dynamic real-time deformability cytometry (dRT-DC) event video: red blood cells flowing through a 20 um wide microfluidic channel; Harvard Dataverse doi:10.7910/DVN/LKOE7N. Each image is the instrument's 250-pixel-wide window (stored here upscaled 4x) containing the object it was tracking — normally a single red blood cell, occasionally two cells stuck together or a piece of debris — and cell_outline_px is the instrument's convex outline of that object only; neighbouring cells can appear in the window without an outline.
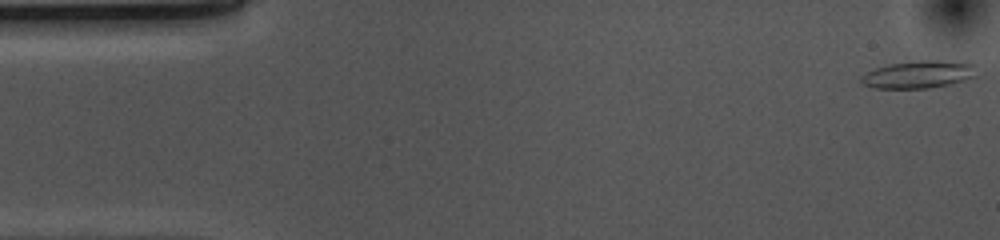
{"species": "common noctule bat (a hibernating species)", "species_latin": "Nyctalus noctula", "temperature_condition": "cold", "stored_images_in_passage": 53, "camera_frame_rate_fps": 3000, "um_per_image_px": 0.085, "animal": {"sex": "female", "body_mass_g": 10.0, "forearm_length_mm": 53.1}, "frame": {"image": 1, "passage_image": 1, "time_ms": 0.0, "image_size_px": [1000, 240], "cell_outline_px": [[976, 76], [964, 80], [948, 84], [928, 88], [872, 88], [860, 84], [860, 76], [876, 68], [888, 64], [920, 60], [968, 60], [976, 64]], "centroid_in_image_um": [78.13, 6.3], "position_along_channel_um": 6.9, "area_um2": 18.96}}
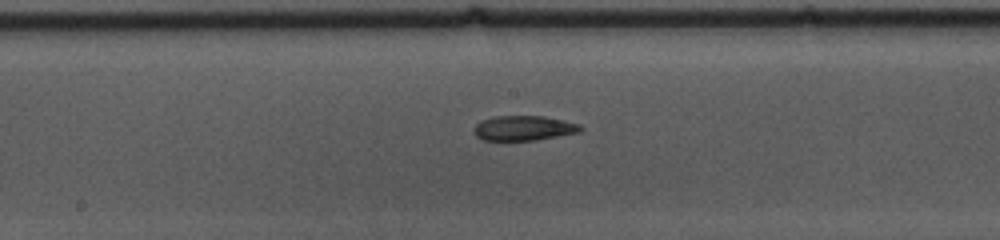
{"frame": {"image": 2, "passage_image": 26, "time_ms": 8.333, "image_size_px": [1000, 240], "cell_outline_px": [[584, 128], [580, 132], [536, 140], [484, 140], [476, 136], [472, 132], [472, 128], [480, 120], [496, 116], [544, 116], [580, 124]], "centroid_in_image_um": [44.49, 10.89], "position_along_channel_um": 203.7, "area_um2": 15.55}}
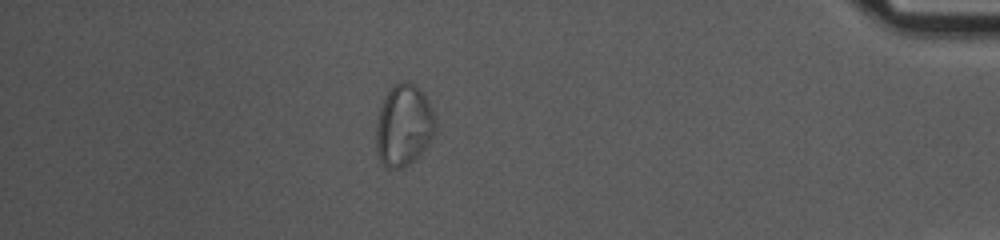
{"frame": {"image": 3, "passage_image": 46, "time_ms": 15.0, "image_size_px": [1000, 240], "cell_outline_px": [[436, 132], [420, 156], [408, 164], [400, 168], [388, 168], [380, 160], [376, 152], [376, 120], [380, 108], [388, 92], [396, 84], [404, 80], [408, 80], [416, 84], [424, 96], [436, 120]], "centroid_in_image_um": [34.32, 10.68], "position_along_channel_um": 400.9, "area_um2": 28.15}, "authors_computed_cell_mechanics": {"area_um2": 17.1666, "velocity_mm_per_s": 3.6948, "shape_relaxation_time_tau1_ms": null, "shape_relaxation_time_tau2_ms": 2.4288, "deformation_change_tau1": null, "deformation_change_tau2": 0.083}}